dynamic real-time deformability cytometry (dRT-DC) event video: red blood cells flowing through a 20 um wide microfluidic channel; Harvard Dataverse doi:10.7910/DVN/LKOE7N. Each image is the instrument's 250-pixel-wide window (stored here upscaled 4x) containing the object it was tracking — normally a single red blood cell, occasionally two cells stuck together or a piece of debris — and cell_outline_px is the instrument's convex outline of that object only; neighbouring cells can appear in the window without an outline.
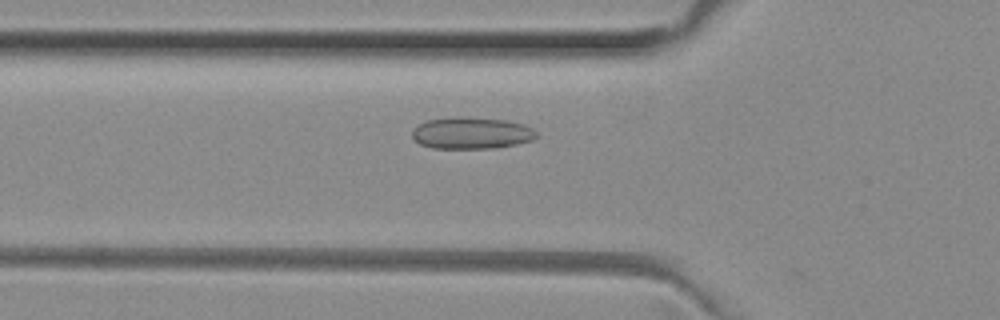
{"species": "common noctule bat (a hibernating species)", "species_latin": "Nyctalus noctula", "temperature_condition": "room temperature", "stored_images_in_passage": 32, "camera_frame_rate_fps": 3000, "um_per_image_px": 0.085, "animal": {"sex": "female", "body_mass_g": 29.2, "forearm_length_mm": 56.3}, "frame": {"image": 1, "passage_image": 15, "time_ms": 4.667, "image_size_px": [1000, 320], "cell_outline_px": [[540, 136], [532, 140], [516, 144], [496, 148], [432, 148], [420, 144], [412, 136], [412, 128], [428, 120], [448, 116], [460, 116], [508, 120], [524, 124], [532, 128]], "centroid_in_image_um": [40.09, 11.29], "position_along_channel_um": 85.7, "area_um2": 23.29}}
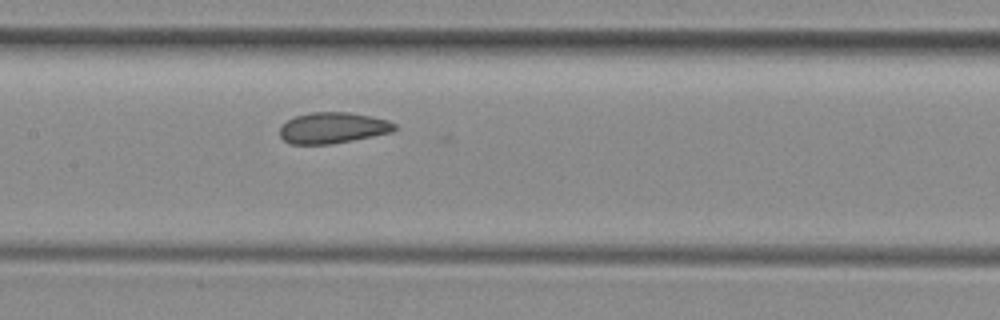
{"frame": {"image": 2, "passage_image": 22, "time_ms": 7.0, "image_size_px": [1000, 320], "cell_outline_px": [[396, 128], [392, 132], [332, 144], [292, 144], [284, 140], [280, 136], [280, 128], [288, 120], [296, 116], [312, 112], [348, 112], [372, 116], [388, 120], [396, 124]], "centroid_in_image_um": [28.3, 10.86], "position_along_channel_um": 179.1, "area_um2": 20.63}}
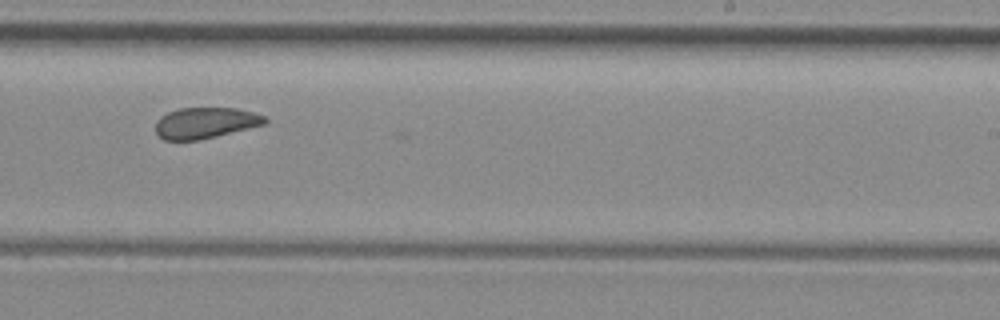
{"frame": {"image": 3, "passage_image": 29, "time_ms": 9.333, "image_size_px": [1000, 320], "cell_outline_px": [[268, 120], [264, 124], [200, 140], [164, 140], [156, 132], [156, 120], [160, 116], [168, 112], [180, 108], [236, 108], [252, 112], [264, 116]], "centroid_in_image_um": [17.42, 10.44], "position_along_channel_um": 271.6, "area_um2": 19.59}}